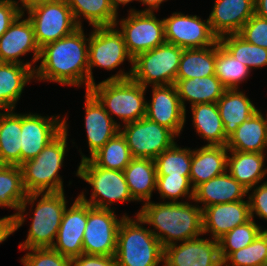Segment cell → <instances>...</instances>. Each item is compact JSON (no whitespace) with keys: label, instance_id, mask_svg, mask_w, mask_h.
Wrapping results in <instances>:
<instances>
[{"label":"cell","instance_id":"6da1fadb","mask_svg":"<svg viewBox=\"0 0 267 266\" xmlns=\"http://www.w3.org/2000/svg\"><path fill=\"white\" fill-rule=\"evenodd\" d=\"M79 27L71 34L40 48L39 66L34 69L35 79L60 85L80 87L89 91L88 48L89 37Z\"/></svg>","mask_w":267,"mask_h":266},{"label":"cell","instance_id":"7a4b0ae2","mask_svg":"<svg viewBox=\"0 0 267 266\" xmlns=\"http://www.w3.org/2000/svg\"><path fill=\"white\" fill-rule=\"evenodd\" d=\"M163 201L146 202L136 214L152 226L150 231L163 248L203 235L202 208L197 203Z\"/></svg>","mask_w":267,"mask_h":266},{"label":"cell","instance_id":"3957f363","mask_svg":"<svg viewBox=\"0 0 267 266\" xmlns=\"http://www.w3.org/2000/svg\"><path fill=\"white\" fill-rule=\"evenodd\" d=\"M65 191L56 193H27L25 200L13 217L14 232L25 222L27 205L33 208L34 215L30 216L31 224L27 238L19 244L20 249L51 248L55 242L63 214L67 207ZM39 197H41L39 199ZM39 199V200H38ZM26 211V214H24Z\"/></svg>","mask_w":267,"mask_h":266},{"label":"cell","instance_id":"277c9868","mask_svg":"<svg viewBox=\"0 0 267 266\" xmlns=\"http://www.w3.org/2000/svg\"><path fill=\"white\" fill-rule=\"evenodd\" d=\"M68 117L64 119V129L33 159L20 165L23 185L27 193L63 192L64 185L59 171L63 167L68 151Z\"/></svg>","mask_w":267,"mask_h":266},{"label":"cell","instance_id":"5b68a950","mask_svg":"<svg viewBox=\"0 0 267 266\" xmlns=\"http://www.w3.org/2000/svg\"><path fill=\"white\" fill-rule=\"evenodd\" d=\"M144 225L138 215L121 221L114 255L117 266H163L164 248Z\"/></svg>","mask_w":267,"mask_h":266},{"label":"cell","instance_id":"8992f818","mask_svg":"<svg viewBox=\"0 0 267 266\" xmlns=\"http://www.w3.org/2000/svg\"><path fill=\"white\" fill-rule=\"evenodd\" d=\"M147 88L135 82L132 78L124 80H102L91 85L89 91L104 106L105 111L115 121L118 117L127 124L146 116Z\"/></svg>","mask_w":267,"mask_h":266},{"label":"cell","instance_id":"52a82bcc","mask_svg":"<svg viewBox=\"0 0 267 266\" xmlns=\"http://www.w3.org/2000/svg\"><path fill=\"white\" fill-rule=\"evenodd\" d=\"M76 176L92 186L89 199L84 191L78 197L92 207L111 208L114 202H131L133 200L123 171L111 170L97 166L91 159L80 161Z\"/></svg>","mask_w":267,"mask_h":266},{"label":"cell","instance_id":"ba28073f","mask_svg":"<svg viewBox=\"0 0 267 266\" xmlns=\"http://www.w3.org/2000/svg\"><path fill=\"white\" fill-rule=\"evenodd\" d=\"M128 60L132 65L125 72L120 69L115 75L107 80H124L131 78L133 71V58L128 53L122 34L115 26L94 27L89 34L88 67H89V89L95 83L92 69L94 67L106 70H115L123 62Z\"/></svg>","mask_w":267,"mask_h":266},{"label":"cell","instance_id":"9c48e42d","mask_svg":"<svg viewBox=\"0 0 267 266\" xmlns=\"http://www.w3.org/2000/svg\"><path fill=\"white\" fill-rule=\"evenodd\" d=\"M182 47L165 42L133 59L131 78L147 88L172 85L176 81Z\"/></svg>","mask_w":267,"mask_h":266},{"label":"cell","instance_id":"30bf717a","mask_svg":"<svg viewBox=\"0 0 267 266\" xmlns=\"http://www.w3.org/2000/svg\"><path fill=\"white\" fill-rule=\"evenodd\" d=\"M40 48L79 28L66 0H54L27 11Z\"/></svg>","mask_w":267,"mask_h":266},{"label":"cell","instance_id":"8fae6325","mask_svg":"<svg viewBox=\"0 0 267 266\" xmlns=\"http://www.w3.org/2000/svg\"><path fill=\"white\" fill-rule=\"evenodd\" d=\"M155 15L151 12L129 11L128 17L116 20L114 26L122 34L128 53L133 59L138 54L166 42L164 21Z\"/></svg>","mask_w":267,"mask_h":266},{"label":"cell","instance_id":"7c38bea8","mask_svg":"<svg viewBox=\"0 0 267 266\" xmlns=\"http://www.w3.org/2000/svg\"><path fill=\"white\" fill-rule=\"evenodd\" d=\"M120 132L125 137L133 158L153 160L170 148L177 137L170 129L146 117L122 124Z\"/></svg>","mask_w":267,"mask_h":266},{"label":"cell","instance_id":"4fadbf2b","mask_svg":"<svg viewBox=\"0 0 267 266\" xmlns=\"http://www.w3.org/2000/svg\"><path fill=\"white\" fill-rule=\"evenodd\" d=\"M121 218L114 209L92 207L87 204V225L83 236V254L114 256ZM119 218V219H118Z\"/></svg>","mask_w":267,"mask_h":266},{"label":"cell","instance_id":"5bb4252c","mask_svg":"<svg viewBox=\"0 0 267 266\" xmlns=\"http://www.w3.org/2000/svg\"><path fill=\"white\" fill-rule=\"evenodd\" d=\"M163 21L167 43L190 49L206 48L219 41L211 29L209 19L175 12L170 17L163 18Z\"/></svg>","mask_w":267,"mask_h":266},{"label":"cell","instance_id":"9a60e30c","mask_svg":"<svg viewBox=\"0 0 267 266\" xmlns=\"http://www.w3.org/2000/svg\"><path fill=\"white\" fill-rule=\"evenodd\" d=\"M63 129L59 115L21 113V164L35 158Z\"/></svg>","mask_w":267,"mask_h":266},{"label":"cell","instance_id":"2e32d148","mask_svg":"<svg viewBox=\"0 0 267 266\" xmlns=\"http://www.w3.org/2000/svg\"><path fill=\"white\" fill-rule=\"evenodd\" d=\"M24 16L25 14L21 13L0 37V62L26 65L35 69L40 47L37 44L32 23ZM29 52H33V58L30 62L24 63L20 57Z\"/></svg>","mask_w":267,"mask_h":266},{"label":"cell","instance_id":"e0dca14e","mask_svg":"<svg viewBox=\"0 0 267 266\" xmlns=\"http://www.w3.org/2000/svg\"><path fill=\"white\" fill-rule=\"evenodd\" d=\"M163 266H222L219 242L198 237L166 246Z\"/></svg>","mask_w":267,"mask_h":266},{"label":"cell","instance_id":"ac0fdd59","mask_svg":"<svg viewBox=\"0 0 267 266\" xmlns=\"http://www.w3.org/2000/svg\"><path fill=\"white\" fill-rule=\"evenodd\" d=\"M145 117L180 136L186 122V110L174 84L152 86V100L146 101Z\"/></svg>","mask_w":267,"mask_h":266},{"label":"cell","instance_id":"d6986e66","mask_svg":"<svg viewBox=\"0 0 267 266\" xmlns=\"http://www.w3.org/2000/svg\"><path fill=\"white\" fill-rule=\"evenodd\" d=\"M87 225V203L78 196L66 207L52 249L70 259L83 254V236Z\"/></svg>","mask_w":267,"mask_h":266},{"label":"cell","instance_id":"ffe728a7","mask_svg":"<svg viewBox=\"0 0 267 266\" xmlns=\"http://www.w3.org/2000/svg\"><path fill=\"white\" fill-rule=\"evenodd\" d=\"M85 128L87 133L89 157L81 155V161L90 159L98 152L111 138L120 132L121 124L114 121L105 111L104 106L90 92H85Z\"/></svg>","mask_w":267,"mask_h":266},{"label":"cell","instance_id":"44dd1931","mask_svg":"<svg viewBox=\"0 0 267 266\" xmlns=\"http://www.w3.org/2000/svg\"><path fill=\"white\" fill-rule=\"evenodd\" d=\"M251 219L249 200L208 206L202 210L203 235L210 233L211 238L218 240Z\"/></svg>","mask_w":267,"mask_h":266},{"label":"cell","instance_id":"7402d4cb","mask_svg":"<svg viewBox=\"0 0 267 266\" xmlns=\"http://www.w3.org/2000/svg\"><path fill=\"white\" fill-rule=\"evenodd\" d=\"M255 14L254 0H215L209 22L218 37L237 34Z\"/></svg>","mask_w":267,"mask_h":266},{"label":"cell","instance_id":"603a6c76","mask_svg":"<svg viewBox=\"0 0 267 266\" xmlns=\"http://www.w3.org/2000/svg\"><path fill=\"white\" fill-rule=\"evenodd\" d=\"M247 195L248 190L226 171L198 185L194 189L192 202L201 203L200 207L203 210L215 204L245 200L243 198Z\"/></svg>","mask_w":267,"mask_h":266},{"label":"cell","instance_id":"cb8c5ba5","mask_svg":"<svg viewBox=\"0 0 267 266\" xmlns=\"http://www.w3.org/2000/svg\"><path fill=\"white\" fill-rule=\"evenodd\" d=\"M227 157L228 149L226 146L204 145L199 149H192L189 176L193 189L225 173L227 171Z\"/></svg>","mask_w":267,"mask_h":266},{"label":"cell","instance_id":"d4e9b609","mask_svg":"<svg viewBox=\"0 0 267 266\" xmlns=\"http://www.w3.org/2000/svg\"><path fill=\"white\" fill-rule=\"evenodd\" d=\"M227 172L247 190L262 183L267 176L266 153L228 150Z\"/></svg>","mask_w":267,"mask_h":266},{"label":"cell","instance_id":"484cf974","mask_svg":"<svg viewBox=\"0 0 267 266\" xmlns=\"http://www.w3.org/2000/svg\"><path fill=\"white\" fill-rule=\"evenodd\" d=\"M228 150L267 153V114L259 109L228 138Z\"/></svg>","mask_w":267,"mask_h":266},{"label":"cell","instance_id":"4316f807","mask_svg":"<svg viewBox=\"0 0 267 266\" xmlns=\"http://www.w3.org/2000/svg\"><path fill=\"white\" fill-rule=\"evenodd\" d=\"M216 104L227 138L236 131L239 125L259 110L240 89H226Z\"/></svg>","mask_w":267,"mask_h":266},{"label":"cell","instance_id":"83f0119b","mask_svg":"<svg viewBox=\"0 0 267 266\" xmlns=\"http://www.w3.org/2000/svg\"><path fill=\"white\" fill-rule=\"evenodd\" d=\"M33 79L34 68L0 62V111L15 109L25 85Z\"/></svg>","mask_w":267,"mask_h":266},{"label":"cell","instance_id":"f1b7e54d","mask_svg":"<svg viewBox=\"0 0 267 266\" xmlns=\"http://www.w3.org/2000/svg\"><path fill=\"white\" fill-rule=\"evenodd\" d=\"M174 85L185 110L187 101L190 102L191 106L202 103H217L226 91L222 82L215 75L176 79Z\"/></svg>","mask_w":267,"mask_h":266},{"label":"cell","instance_id":"f546056e","mask_svg":"<svg viewBox=\"0 0 267 266\" xmlns=\"http://www.w3.org/2000/svg\"><path fill=\"white\" fill-rule=\"evenodd\" d=\"M125 180L134 201L144 204L151 201L156 190V164L150 158H133L123 170Z\"/></svg>","mask_w":267,"mask_h":266},{"label":"cell","instance_id":"4dcf8cb0","mask_svg":"<svg viewBox=\"0 0 267 266\" xmlns=\"http://www.w3.org/2000/svg\"><path fill=\"white\" fill-rule=\"evenodd\" d=\"M195 132L211 146H226L228 138L216 103H202L190 106Z\"/></svg>","mask_w":267,"mask_h":266},{"label":"cell","instance_id":"1f68e13d","mask_svg":"<svg viewBox=\"0 0 267 266\" xmlns=\"http://www.w3.org/2000/svg\"><path fill=\"white\" fill-rule=\"evenodd\" d=\"M0 112V158L7 165H21V113Z\"/></svg>","mask_w":267,"mask_h":266},{"label":"cell","instance_id":"d6a6232c","mask_svg":"<svg viewBox=\"0 0 267 266\" xmlns=\"http://www.w3.org/2000/svg\"><path fill=\"white\" fill-rule=\"evenodd\" d=\"M76 23L82 26V17L88 20L89 26L109 27L114 26L118 20V13L114 11L110 0H66Z\"/></svg>","mask_w":267,"mask_h":266},{"label":"cell","instance_id":"836d02e7","mask_svg":"<svg viewBox=\"0 0 267 266\" xmlns=\"http://www.w3.org/2000/svg\"><path fill=\"white\" fill-rule=\"evenodd\" d=\"M216 44L206 48L183 49L176 79L215 75Z\"/></svg>","mask_w":267,"mask_h":266},{"label":"cell","instance_id":"e575fe53","mask_svg":"<svg viewBox=\"0 0 267 266\" xmlns=\"http://www.w3.org/2000/svg\"><path fill=\"white\" fill-rule=\"evenodd\" d=\"M250 73L251 69L235 59L219 41L216 43L215 76L226 89H240Z\"/></svg>","mask_w":267,"mask_h":266},{"label":"cell","instance_id":"d590c367","mask_svg":"<svg viewBox=\"0 0 267 266\" xmlns=\"http://www.w3.org/2000/svg\"><path fill=\"white\" fill-rule=\"evenodd\" d=\"M219 43L249 69L267 66V49L250 44L238 33L220 37Z\"/></svg>","mask_w":267,"mask_h":266},{"label":"cell","instance_id":"8d00e7d4","mask_svg":"<svg viewBox=\"0 0 267 266\" xmlns=\"http://www.w3.org/2000/svg\"><path fill=\"white\" fill-rule=\"evenodd\" d=\"M27 192L23 185L22 170L20 166L7 165L0 171V208L8 207L17 211L12 214L14 217Z\"/></svg>","mask_w":267,"mask_h":266},{"label":"cell","instance_id":"74e56055","mask_svg":"<svg viewBox=\"0 0 267 266\" xmlns=\"http://www.w3.org/2000/svg\"><path fill=\"white\" fill-rule=\"evenodd\" d=\"M90 159L101 168L123 171L133 157L125 137L118 132Z\"/></svg>","mask_w":267,"mask_h":266},{"label":"cell","instance_id":"f35d334b","mask_svg":"<svg viewBox=\"0 0 267 266\" xmlns=\"http://www.w3.org/2000/svg\"><path fill=\"white\" fill-rule=\"evenodd\" d=\"M157 175L189 176L192 161L191 148H181L175 142L155 159Z\"/></svg>","mask_w":267,"mask_h":266},{"label":"cell","instance_id":"ab89813d","mask_svg":"<svg viewBox=\"0 0 267 266\" xmlns=\"http://www.w3.org/2000/svg\"><path fill=\"white\" fill-rule=\"evenodd\" d=\"M262 231L263 228L254 219H251L224 234L218 239L221 261L223 262L232 252L238 251L252 243Z\"/></svg>","mask_w":267,"mask_h":266},{"label":"cell","instance_id":"60d3db41","mask_svg":"<svg viewBox=\"0 0 267 266\" xmlns=\"http://www.w3.org/2000/svg\"><path fill=\"white\" fill-rule=\"evenodd\" d=\"M222 266H267V229L246 247L232 252Z\"/></svg>","mask_w":267,"mask_h":266},{"label":"cell","instance_id":"b9f144b4","mask_svg":"<svg viewBox=\"0 0 267 266\" xmlns=\"http://www.w3.org/2000/svg\"><path fill=\"white\" fill-rule=\"evenodd\" d=\"M155 191L160 194L161 199H170L169 202H182L179 198L187 197V200H193L194 195L190 176L157 175Z\"/></svg>","mask_w":267,"mask_h":266},{"label":"cell","instance_id":"7bdbcfd3","mask_svg":"<svg viewBox=\"0 0 267 266\" xmlns=\"http://www.w3.org/2000/svg\"><path fill=\"white\" fill-rule=\"evenodd\" d=\"M29 250L21 258L23 266H71V259L52 248L21 249Z\"/></svg>","mask_w":267,"mask_h":266},{"label":"cell","instance_id":"ee69618b","mask_svg":"<svg viewBox=\"0 0 267 266\" xmlns=\"http://www.w3.org/2000/svg\"><path fill=\"white\" fill-rule=\"evenodd\" d=\"M238 34L250 44L267 49V19L254 14Z\"/></svg>","mask_w":267,"mask_h":266},{"label":"cell","instance_id":"f6af8a7d","mask_svg":"<svg viewBox=\"0 0 267 266\" xmlns=\"http://www.w3.org/2000/svg\"><path fill=\"white\" fill-rule=\"evenodd\" d=\"M254 188V189H253ZM248 190L251 218L258 216L267 221V181ZM252 190L251 194L250 191ZM255 214V215H254Z\"/></svg>","mask_w":267,"mask_h":266},{"label":"cell","instance_id":"bcb514c9","mask_svg":"<svg viewBox=\"0 0 267 266\" xmlns=\"http://www.w3.org/2000/svg\"><path fill=\"white\" fill-rule=\"evenodd\" d=\"M20 14L15 0H0V37Z\"/></svg>","mask_w":267,"mask_h":266},{"label":"cell","instance_id":"7dc6e473","mask_svg":"<svg viewBox=\"0 0 267 266\" xmlns=\"http://www.w3.org/2000/svg\"><path fill=\"white\" fill-rule=\"evenodd\" d=\"M71 266H117L114 256L81 254L71 259Z\"/></svg>","mask_w":267,"mask_h":266},{"label":"cell","instance_id":"c3c4849f","mask_svg":"<svg viewBox=\"0 0 267 266\" xmlns=\"http://www.w3.org/2000/svg\"><path fill=\"white\" fill-rule=\"evenodd\" d=\"M12 234H14L13 216L8 215L0 218V244Z\"/></svg>","mask_w":267,"mask_h":266},{"label":"cell","instance_id":"681fc988","mask_svg":"<svg viewBox=\"0 0 267 266\" xmlns=\"http://www.w3.org/2000/svg\"><path fill=\"white\" fill-rule=\"evenodd\" d=\"M51 1H54V0H18V1L15 0V2L18 5L19 11L22 14H25L24 12L29 11L36 6H39L41 4H45V3H48ZM19 2H20V4H19Z\"/></svg>","mask_w":267,"mask_h":266},{"label":"cell","instance_id":"f907efd6","mask_svg":"<svg viewBox=\"0 0 267 266\" xmlns=\"http://www.w3.org/2000/svg\"><path fill=\"white\" fill-rule=\"evenodd\" d=\"M142 3V5H146L147 7L144 10H136L134 8H131L130 11H136V12H151L154 13V11H157L162 4V2H166L167 0H138Z\"/></svg>","mask_w":267,"mask_h":266},{"label":"cell","instance_id":"816d5d0a","mask_svg":"<svg viewBox=\"0 0 267 266\" xmlns=\"http://www.w3.org/2000/svg\"><path fill=\"white\" fill-rule=\"evenodd\" d=\"M255 14L267 19V0H254Z\"/></svg>","mask_w":267,"mask_h":266},{"label":"cell","instance_id":"f5cc1de1","mask_svg":"<svg viewBox=\"0 0 267 266\" xmlns=\"http://www.w3.org/2000/svg\"><path fill=\"white\" fill-rule=\"evenodd\" d=\"M133 1L134 0H110V3H111L112 8L114 9V11L116 13H118L117 10H118V8H119L120 5L125 6L128 3L133 2ZM135 1H138V0H135Z\"/></svg>","mask_w":267,"mask_h":266},{"label":"cell","instance_id":"db71d44e","mask_svg":"<svg viewBox=\"0 0 267 266\" xmlns=\"http://www.w3.org/2000/svg\"><path fill=\"white\" fill-rule=\"evenodd\" d=\"M7 164L0 158V171L5 168Z\"/></svg>","mask_w":267,"mask_h":266}]
</instances>
